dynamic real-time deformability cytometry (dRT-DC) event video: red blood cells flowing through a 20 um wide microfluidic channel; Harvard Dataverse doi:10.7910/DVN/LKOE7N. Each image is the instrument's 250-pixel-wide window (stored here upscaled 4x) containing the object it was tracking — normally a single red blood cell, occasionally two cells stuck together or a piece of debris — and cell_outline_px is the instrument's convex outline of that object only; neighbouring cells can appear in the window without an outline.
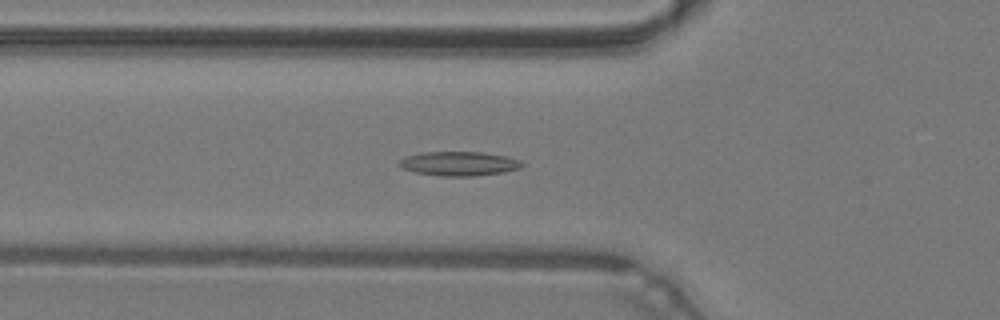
{"species": "common noctule bat (a hibernating species)", "species_latin": "Nyctalus noctula", "temperature_condition": "warm", "stored_images_in_passage": 45, "camera_frame_rate_fps": 3000, "um_per_image_px": 0.085, "animal": {"sex": "male", "body_mass_g": 19.2, "forearm_length_mm": 51.8}, "frame": {"image": 1, "passage_image": 14, "time_ms": 4.333, "image_size_px": [1000, 320], "cell_outline_px": [[524, 164], [520, 168], [504, 172], [472, 176], [440, 176], [416, 172], [404, 168], [400, 164], [400, 160], [408, 156], [424, 152], [484, 152], [504, 156], [520, 160]], "centroid_in_image_um": [39.07, 13.91], "position_along_channel_um": 86.7, "area_um2": 17.05}}
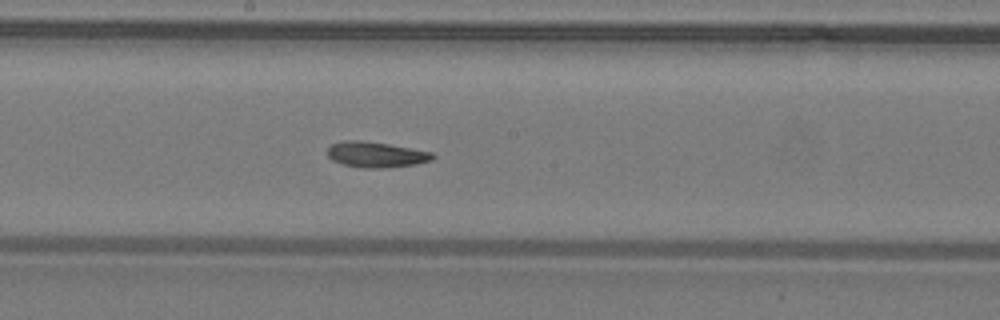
{"frame": {"image": 2, "passage_image": 23, "time_ms": 7.333, "image_size_px": [1000, 320], "cell_outline_px": [[436, 156], [432, 160], [416, 164], [388, 168], [364, 168], [344, 164], [332, 160], [328, 156], [328, 148], [332, 144], [344, 140], [360, 140], [388, 144], [432, 152]], "centroid_in_image_um": [31.98, 13.14], "position_along_channel_um": 216.2, "area_um2": 15.66}}
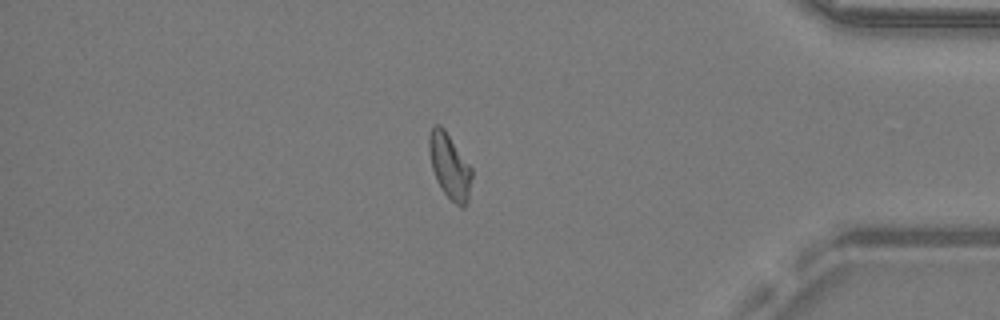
{"frame": {"image": 3, "passage_image": 38, "time_ms": 12.333, "image_size_px": [1000, 320], "cell_outline_px": [[472, 176], [468, 200], [464, 208], [460, 208], [444, 192], [436, 180], [432, 168], [428, 148], [428, 136], [432, 124], [440, 124], [444, 128], [472, 168]], "centroid_in_image_um": [38.2, 14.1], "position_along_channel_um": 397.0, "area_um2": 16.3}, "authors_computed_cell_mechanics": {"area_um2": 16.0684, "velocity_mm_per_s": 4.2895, "shape_relaxation_time_tau1_ms": null, "shape_relaxation_time_tau2_ms": 4.3972, "deformation_change_tau1": null, "deformation_change_tau2": 0.1268}}